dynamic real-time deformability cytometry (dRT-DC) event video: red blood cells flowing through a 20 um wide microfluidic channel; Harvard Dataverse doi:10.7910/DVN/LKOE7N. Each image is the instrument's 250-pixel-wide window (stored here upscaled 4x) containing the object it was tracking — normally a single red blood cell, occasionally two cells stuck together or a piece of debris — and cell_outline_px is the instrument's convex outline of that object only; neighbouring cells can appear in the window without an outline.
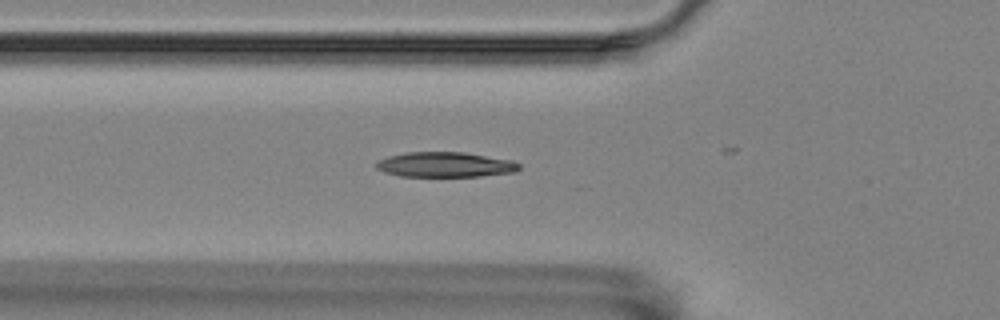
{"species": "Egyptian fruit bat (a non-hibernating species)", "species_latin": "Rousettus aegyptiacus", "temperature_condition": "room temperature", "stored_images_in_passage": 19, "camera_frame_rate_fps": 3000, "um_per_image_px": 0.085, "animal": {"sex": "female"}, "frame": {"image": 1, "passage_image": 2, "time_ms": 0.333, "image_size_px": [1000, 320], "cell_outline_px": [[520, 168], [516, 172], [480, 176], [400, 176], [384, 172], [376, 168], [376, 164], [380, 160], [388, 156], [408, 152], [464, 152], [512, 160], [520, 164]], "centroid_in_image_um": [37.87, 13.99], "position_along_channel_um": 87.9, "area_um2": 20.81}}
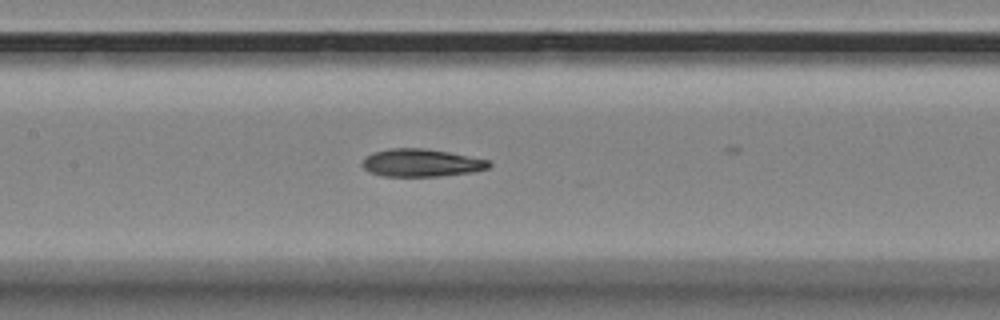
{"frame": {"image": 2, "passage_image": 9, "time_ms": 2.667, "image_size_px": [1000, 320], "cell_outline_px": [[492, 164], [488, 168], [472, 172], [440, 176], [384, 176], [368, 172], [360, 164], [364, 156], [372, 152], [388, 148], [424, 148], [448, 152], [488, 160]], "centroid_in_image_um": [35.74, 13.83], "position_along_channel_um": 171.7, "area_um2": 20.58}}
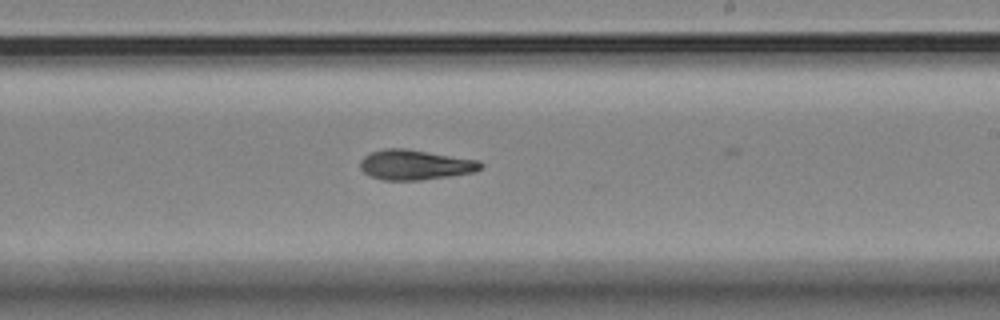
{"frame": {"image": 3, "passage_image": 16, "time_ms": 5.0, "image_size_px": [1000, 320], "cell_outline_px": [[484, 164], [476, 172], [420, 180], [384, 180], [368, 176], [360, 168], [360, 160], [364, 156], [372, 152], [388, 148], [404, 148], [480, 160]], "centroid_in_image_um": [35.29, 14.01], "position_along_channel_um": 253.7, "area_um2": 21.1}}